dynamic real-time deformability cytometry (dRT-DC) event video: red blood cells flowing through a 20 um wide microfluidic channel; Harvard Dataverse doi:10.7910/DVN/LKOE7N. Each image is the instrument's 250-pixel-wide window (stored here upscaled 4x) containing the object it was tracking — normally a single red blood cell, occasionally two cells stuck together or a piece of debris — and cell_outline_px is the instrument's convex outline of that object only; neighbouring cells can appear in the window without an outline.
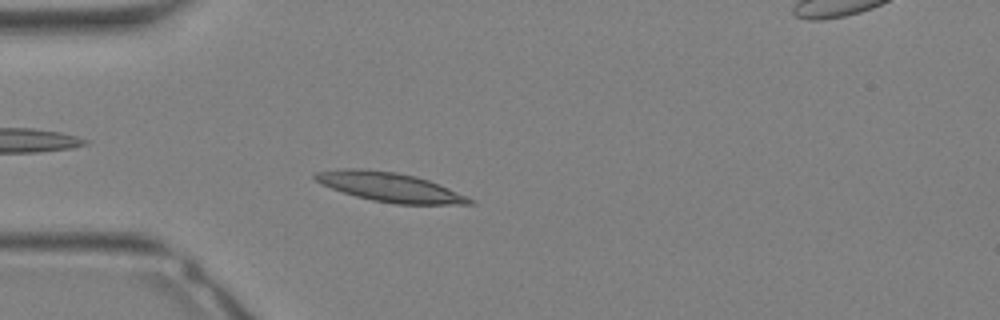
{"species": "Egyptian fruit bat (a non-hibernating species)", "species_latin": "Rousettus aegyptiacus", "temperature_condition": "warm", "stored_images_in_passage": 10, "camera_frame_rate_fps": 3000, "um_per_image_px": 0.085, "animal": {"sex": "female"}, "frame": {"image": 1, "passage_image": 7, "time_ms": 2.0, "image_size_px": [1000, 320], "cell_outline_px": [[476, 204], [396, 204], [372, 200], [356, 196], [320, 184], [312, 176], [316, 172], [336, 168], [364, 168], [396, 172], [416, 176], [428, 180], [448, 188], [476, 200]], "centroid_in_image_um": [33.11, 15.89], "position_along_channel_um": 51.9, "area_um2": 26.36}}
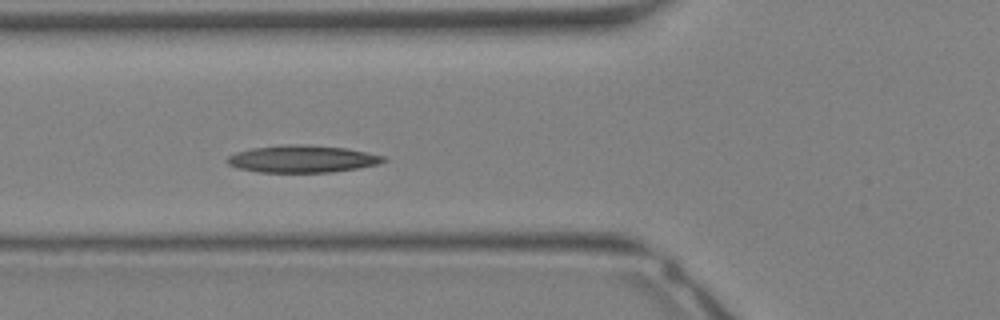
{"frame": {"image": 2, "passage_image": 10, "time_ms": 3.0, "image_size_px": [1000, 320], "cell_outline_px": [[388, 160], [380, 164], [356, 168], [328, 172], [260, 172], [236, 168], [228, 164], [224, 160], [228, 156], [236, 152], [252, 148], [284, 144], [312, 144], [348, 148], [388, 156]], "centroid_in_image_um": [25.72, 13.49], "position_along_channel_um": 100.1, "area_um2": 25.2}}